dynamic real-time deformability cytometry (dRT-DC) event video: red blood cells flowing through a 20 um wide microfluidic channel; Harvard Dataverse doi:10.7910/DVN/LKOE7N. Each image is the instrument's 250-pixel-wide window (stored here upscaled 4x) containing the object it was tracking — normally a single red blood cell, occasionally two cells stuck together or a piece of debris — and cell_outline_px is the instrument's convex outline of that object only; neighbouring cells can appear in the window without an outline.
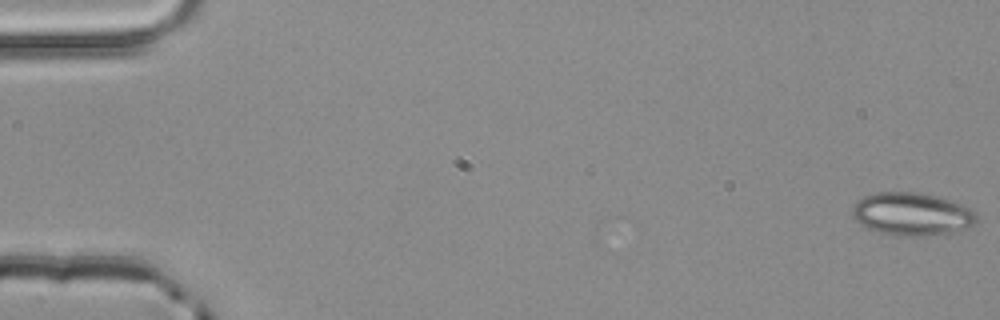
{"species": "common noctule bat (a hibernating species)", "species_latin": "Nyctalus noctula", "temperature_condition": "room temperature", "stored_images_in_passage": 4, "camera_frame_rate_fps": 3000, "um_per_image_px": 0.085, "animal": {"sex": "male", "body_mass_g": 20.4}, "frame": {"image": 1, "passage_image": 1, "time_ms": 0.0, "image_size_px": [1000, 320], "cell_outline_px": [[976, 224], [968, 228], [952, 232], [924, 236], [896, 236], [876, 232], [868, 228], [856, 220], [852, 216], [852, 204], [856, 200], [864, 196], [876, 192], [912, 192], [936, 196], [960, 204], [976, 212]], "centroid_in_image_um": [77.47, 18.2], "position_along_channel_um": 7.5, "area_um2": 31.15}}